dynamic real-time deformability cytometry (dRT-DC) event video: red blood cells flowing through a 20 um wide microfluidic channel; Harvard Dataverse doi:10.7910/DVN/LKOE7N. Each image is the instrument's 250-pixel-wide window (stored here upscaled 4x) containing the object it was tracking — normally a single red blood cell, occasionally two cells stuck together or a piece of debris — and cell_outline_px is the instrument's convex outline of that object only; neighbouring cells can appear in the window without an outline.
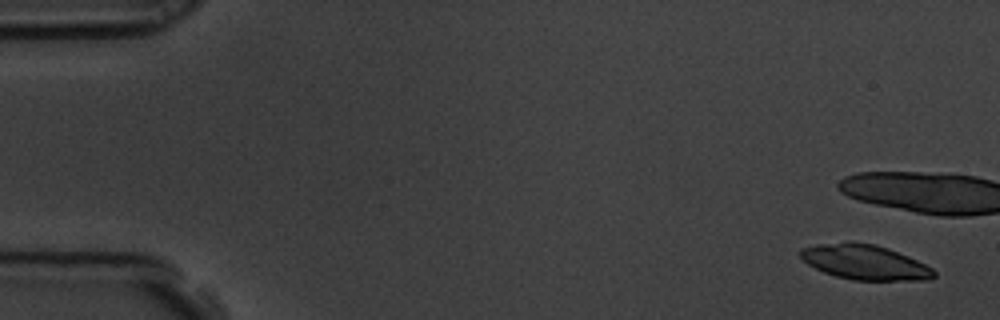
{"species": "common noctule bat (a hibernating species)", "species_latin": "Nyctalus noctula", "temperature_condition": "room temperature", "stored_images_in_passage": 5, "camera_frame_rate_fps": 3000, "um_per_image_px": 0.085, "animal": {"sex": "male", "body_mass_g": 19.5, "forearm_length_mm": 54.6}, "frame": {"image": 1, "passage_image": 1, "time_ms": 0.0, "image_size_px": [1000, 320], "cell_outline_px": [[936, 276], [928, 280], [852, 280], [836, 276], [824, 272], [808, 264], [800, 256], [800, 248], [816, 244], [848, 240], [876, 244], [888, 248], [908, 256], [932, 268], [936, 272]], "centroid_in_image_um": [73.49, 22.26], "position_along_channel_um": 11.5, "area_um2": 27.4}}